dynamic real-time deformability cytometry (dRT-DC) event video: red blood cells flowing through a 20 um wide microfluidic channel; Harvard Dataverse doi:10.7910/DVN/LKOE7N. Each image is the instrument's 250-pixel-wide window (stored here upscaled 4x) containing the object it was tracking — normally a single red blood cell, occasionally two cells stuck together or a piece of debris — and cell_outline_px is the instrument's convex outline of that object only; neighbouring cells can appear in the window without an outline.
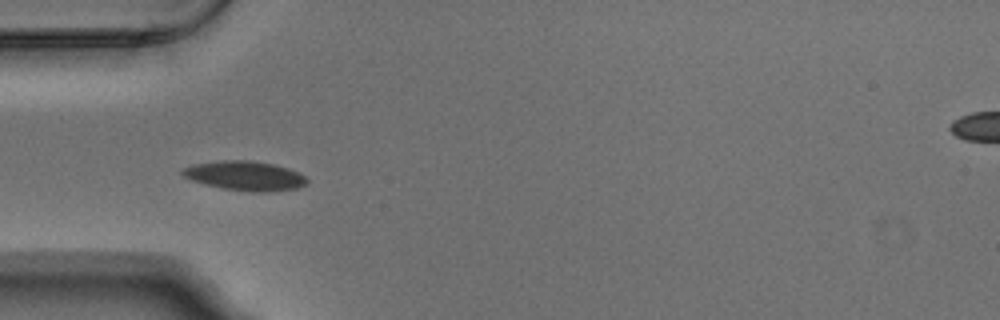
{"species": "Egyptian fruit bat (a non-hibernating species)", "species_latin": "Rousettus aegyptiacus", "temperature_condition": "warm", "stored_images_in_passage": 2, "camera_frame_rate_fps": 3000, "um_per_image_px": 0.085, "animal": {"sex": "male"}, "frame": {"image": 1, "passage_image": 1, "time_ms": 0.0, "image_size_px": [1000, 320], "cell_outline_px": [[308, 180], [304, 184], [296, 188], [268, 192], [252, 192], [220, 188], [204, 184], [192, 180], [184, 176], [180, 172], [184, 168], [192, 164], [224, 160], [252, 160], [272, 164], [288, 168], [304, 176]], "centroid_in_image_um": [20.79, 14.94], "position_along_channel_um": 64.2, "area_um2": 21.21}}
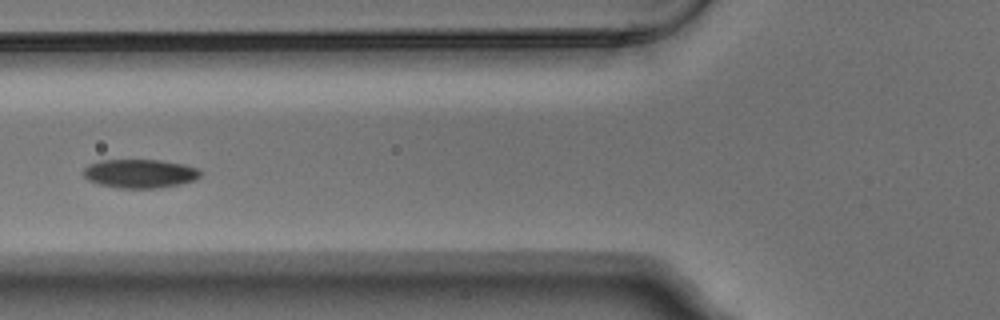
{"frame": {"image": 2, "passage_image": 2, "time_ms": 0.333, "image_size_px": [1000, 320], "cell_outline_px": [[200, 176], [196, 180], [180, 184], [156, 188], [120, 188], [100, 184], [88, 180], [80, 172], [88, 164], [100, 160], [160, 160], [184, 164], [200, 168]], "centroid_in_image_um": [11.89, 14.74], "position_along_channel_um": 113.9, "area_um2": 19.77}}